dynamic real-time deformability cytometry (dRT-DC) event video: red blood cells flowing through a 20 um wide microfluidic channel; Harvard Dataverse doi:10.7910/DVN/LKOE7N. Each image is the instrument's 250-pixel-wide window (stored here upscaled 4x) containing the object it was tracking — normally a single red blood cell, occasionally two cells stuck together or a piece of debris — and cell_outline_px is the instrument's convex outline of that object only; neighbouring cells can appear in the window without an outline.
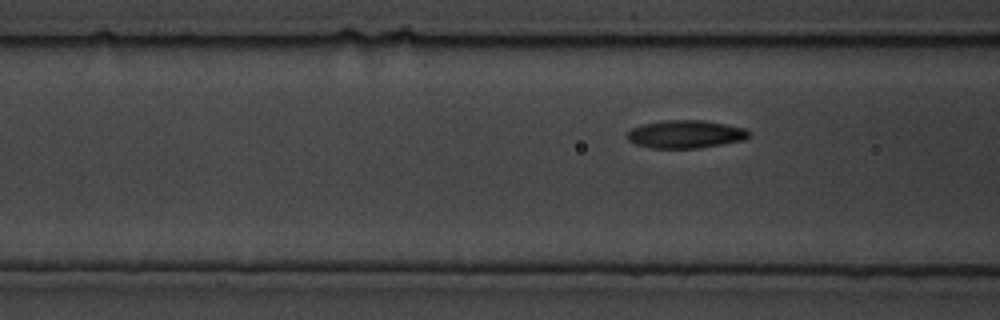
{"species": "common noctule bat (a hibernating species)", "species_latin": "Nyctalus noctula", "temperature_condition": "cold", "stored_images_in_passage": 50, "camera_frame_rate_fps": 3000, "um_per_image_px": 0.085, "animal": {"sex": "male", "body_mass_g": 19.5, "forearm_length_mm": 54.6}, "frame": {"image": 1, "passage_image": 6, "time_ms": 1.667, "image_size_px": [1000, 320], "cell_outline_px": [[748, 136], [744, 140], [696, 148], [652, 148], [636, 144], [628, 140], [624, 136], [632, 128], [644, 124], [664, 120], [704, 120], [744, 128], [748, 132]], "centroid_in_image_um": [58.21, 11.4], "position_along_channel_um": 108.4, "area_um2": 19.59}}
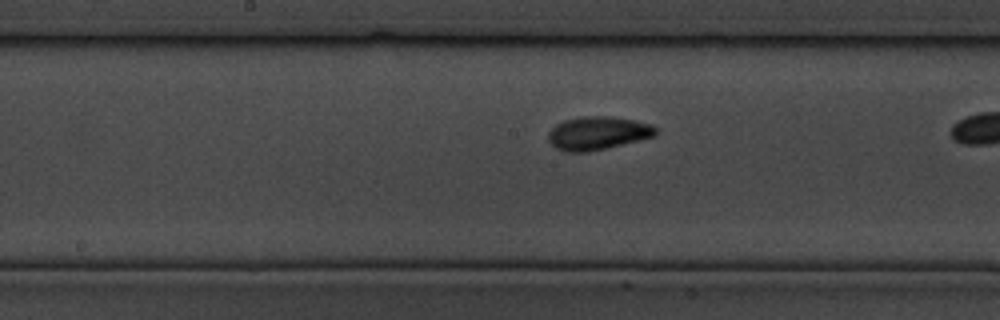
{"frame": {"image": 2, "passage_image": 21, "time_ms": 6.667, "image_size_px": [1000, 320], "cell_outline_px": [[656, 136], [588, 152], [564, 152], [556, 148], [548, 140], [548, 132], [556, 124], [564, 120], [584, 116], [608, 116], [636, 120], [652, 124], [656, 128]], "centroid_in_image_um": [50.8, 11.31], "position_along_channel_um": 197.4, "area_um2": 20.87}}
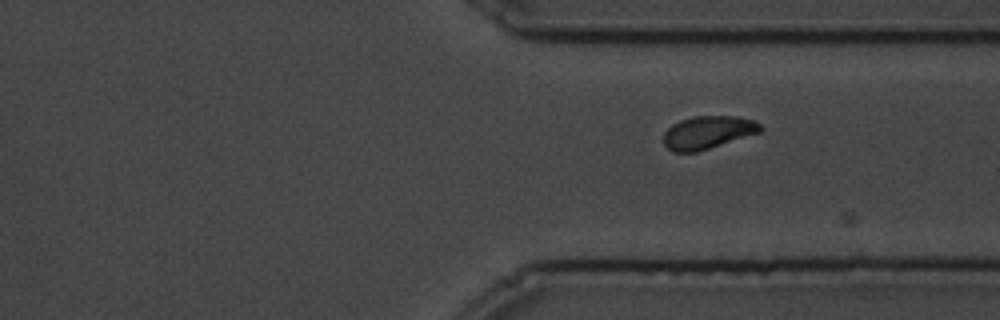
{"frame": {"image": 3, "passage_image": 47, "time_ms": 15.333, "image_size_px": [1000, 320], "cell_outline_px": [[764, 128], [760, 132], [696, 152], [672, 152], [664, 144], [664, 132], [672, 124], [680, 120], [696, 116], [736, 116], [752, 120], [760, 124]], "centroid_in_image_um": [60.15, 11.25], "position_along_channel_um": 351.3, "area_um2": 18.38}}